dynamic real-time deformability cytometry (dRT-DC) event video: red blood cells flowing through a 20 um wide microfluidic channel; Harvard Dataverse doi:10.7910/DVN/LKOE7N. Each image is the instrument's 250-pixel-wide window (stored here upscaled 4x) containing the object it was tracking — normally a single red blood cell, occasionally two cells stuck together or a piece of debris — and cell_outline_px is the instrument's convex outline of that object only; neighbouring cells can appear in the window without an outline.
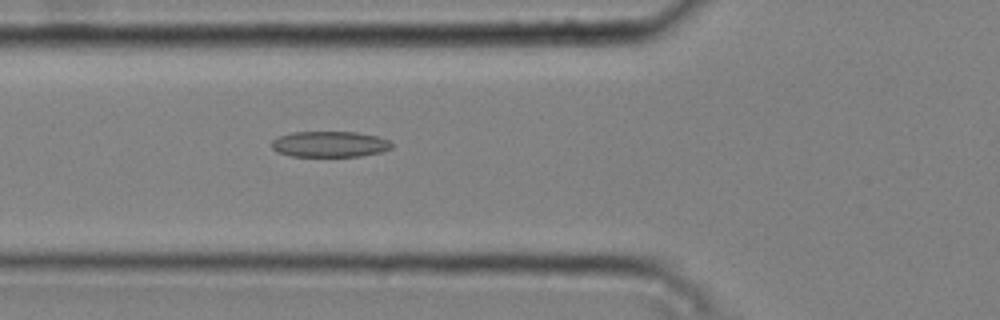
{"species": "common noctule bat (a hibernating species)", "species_latin": "Nyctalus noctula", "temperature_condition": "cold", "stored_images_in_passage": 48, "camera_frame_rate_fps": 3000, "um_per_image_px": 0.085, "animal": {"sex": "male", "body_mass_g": 20.4}, "frame": {"image": 1, "passage_image": 19, "time_ms": 6.0, "image_size_px": [1000, 320], "cell_outline_px": [[392, 148], [380, 152], [360, 156], [292, 156], [276, 152], [272, 148], [272, 140], [280, 136], [292, 132], [356, 132], [376, 136], [388, 140], [392, 144]], "centroid_in_image_um": [28.01, 12.25], "position_along_channel_um": 97.8, "area_um2": 17.98}}
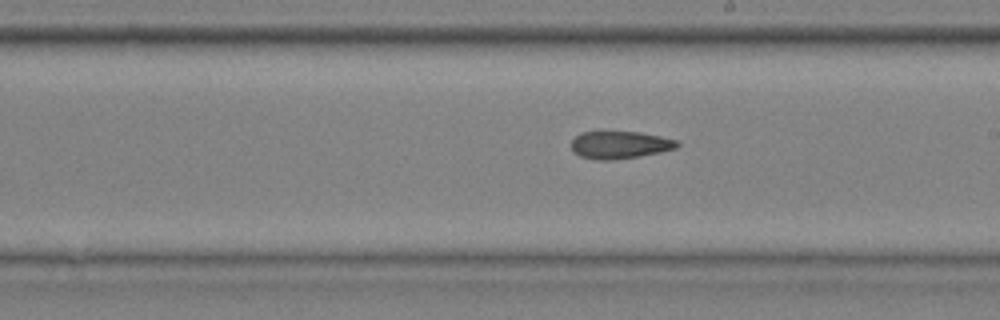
{"frame": {"image": 2, "passage_image": 30, "time_ms": 9.667, "image_size_px": [1000, 320], "cell_outline_px": [[680, 144], [676, 148], [660, 152], [612, 160], [596, 160], [580, 156], [572, 152], [572, 140], [580, 132], [640, 132], [660, 136], [676, 140]], "centroid_in_image_um": [52.66, 12.31], "position_along_channel_um": 236.3, "area_um2": 16.82}}
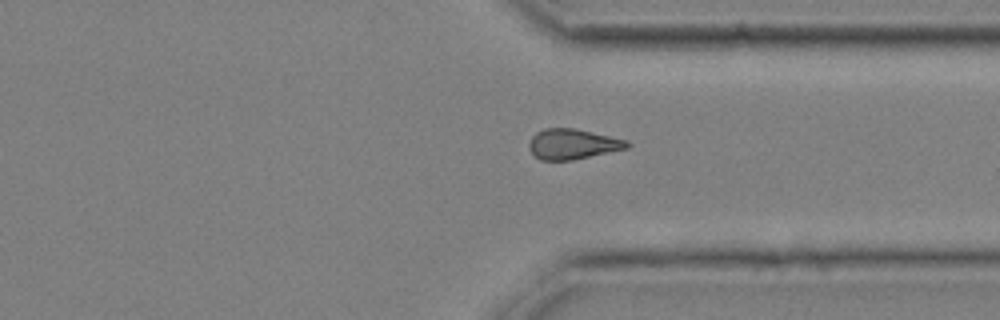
{"frame": {"image": 3, "passage_image": 40, "time_ms": 13.0, "image_size_px": [1000, 320], "cell_outline_px": [[632, 144], [628, 148], [572, 160], [540, 160], [528, 148], [528, 144], [532, 136], [536, 132], [544, 128], [576, 128], [628, 140]], "centroid_in_image_um": [48.69, 12.24], "position_along_channel_um": 362.7, "area_um2": 17.4}, "authors_computed_cell_mechanics": {"area_um2": 17.7157, "velocity_mm_per_s": 3.7752, "shape_relaxation_time_tau1_ms": null, "shape_relaxation_time_tau2_ms": 9.8062, "deformation_change_tau1": null, "deformation_change_tau2": 0.2076}}